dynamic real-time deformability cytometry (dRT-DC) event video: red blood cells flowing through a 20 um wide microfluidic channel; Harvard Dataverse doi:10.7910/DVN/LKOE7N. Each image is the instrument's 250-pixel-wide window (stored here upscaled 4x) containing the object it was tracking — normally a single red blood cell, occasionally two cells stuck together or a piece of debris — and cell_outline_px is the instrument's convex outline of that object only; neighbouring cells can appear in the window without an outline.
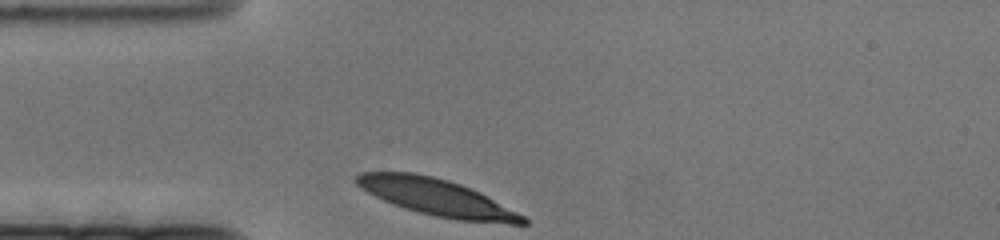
{"species": "human", "species_latin": "Homo sapiens", "temperature_condition": "cold", "stored_images_in_passage": 43, "camera_frame_rate_fps": 3000, "um_per_image_px": 0.085, "donor": {"sex": "female"}, "frame": {"image": 1, "passage_image": 1, "time_ms": 0.0, "image_size_px": [1000, 240], "cell_outline_px": [[528, 224], [508, 224], [460, 220], [436, 216], [404, 208], [392, 204], [360, 188], [352, 180], [360, 172], [412, 172], [432, 176], [448, 180], [460, 184], [480, 192], [524, 216], [528, 220]], "centroid_in_image_um": [37.11, 16.77], "position_along_channel_um": 47.9, "area_um2": 35.37}}
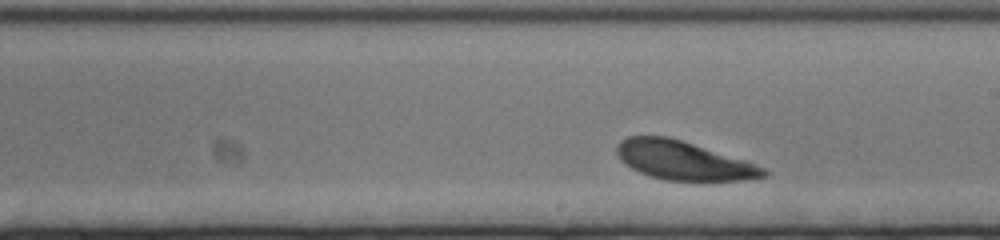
{"frame": {"image": 2, "passage_image": 25, "time_ms": 8.0, "image_size_px": [1000, 240], "cell_outline_px": [[768, 176], [740, 180], [664, 180], [640, 172], [624, 164], [620, 160], [616, 152], [616, 144], [620, 140], [628, 136], [668, 136], [684, 140], [744, 160], [764, 168], [768, 172]], "centroid_in_image_um": [58.04, 13.62], "position_along_channel_um": 231.0, "area_um2": 33.0}}
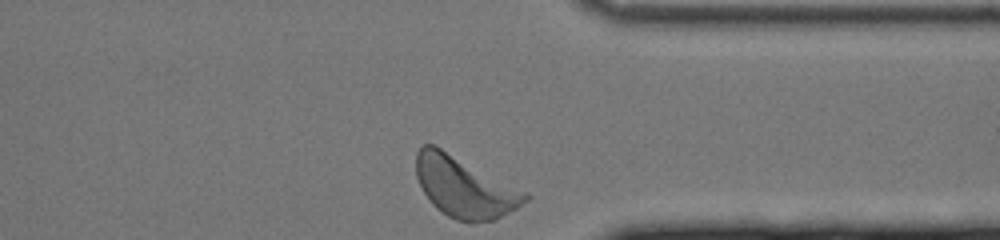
{"frame": {"image": 3, "passage_image": 43, "time_ms": 14.0, "image_size_px": [1000, 240], "cell_outline_px": [[528, 200], [516, 208], [492, 220], [472, 224], [456, 220], [448, 216], [436, 208], [432, 204], [424, 192], [416, 176], [416, 152], [424, 144], [436, 144], [528, 192]], "centroid_in_image_um": [39.48, 15.88], "position_along_channel_um": 371.9, "area_um2": 38.84}}